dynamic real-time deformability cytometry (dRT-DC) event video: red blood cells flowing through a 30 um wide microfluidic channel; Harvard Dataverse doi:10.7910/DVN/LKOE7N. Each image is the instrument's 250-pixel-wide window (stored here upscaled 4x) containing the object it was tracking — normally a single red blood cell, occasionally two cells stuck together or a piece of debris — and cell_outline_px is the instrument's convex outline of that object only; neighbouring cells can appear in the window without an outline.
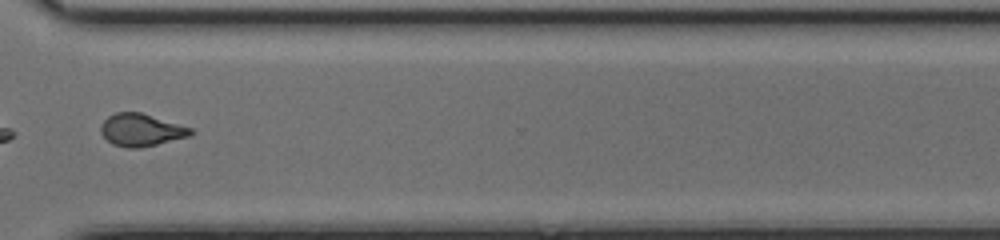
{"species": "common noctule bat (a hibernating species)", "species_latin": "Nyctalus noctula", "temperature_condition": "cold", "stored_images_in_passage": 46, "segment_of_instrument_passage": [2, 2], "camera_frame_rate_fps": 3000, "um_per_image_px": 0.085, "animal": {"sex": "female", "body_mass_g": 17.0, "forearm_length_mm": 48.0}, "frame": {"image": 1, "passage_image": 35, "time_ms": 11.333, "image_size_px": [1000, 240], "cell_outline_px": [[192, 132], [184, 136], [152, 144], [116, 144], [108, 140], [104, 136], [104, 124], [112, 116], [120, 112], [136, 112], [188, 128]], "centroid_in_image_um": [11.98, 11.0], "position_along_channel_um": 358.6, "area_um2": 14.45}}